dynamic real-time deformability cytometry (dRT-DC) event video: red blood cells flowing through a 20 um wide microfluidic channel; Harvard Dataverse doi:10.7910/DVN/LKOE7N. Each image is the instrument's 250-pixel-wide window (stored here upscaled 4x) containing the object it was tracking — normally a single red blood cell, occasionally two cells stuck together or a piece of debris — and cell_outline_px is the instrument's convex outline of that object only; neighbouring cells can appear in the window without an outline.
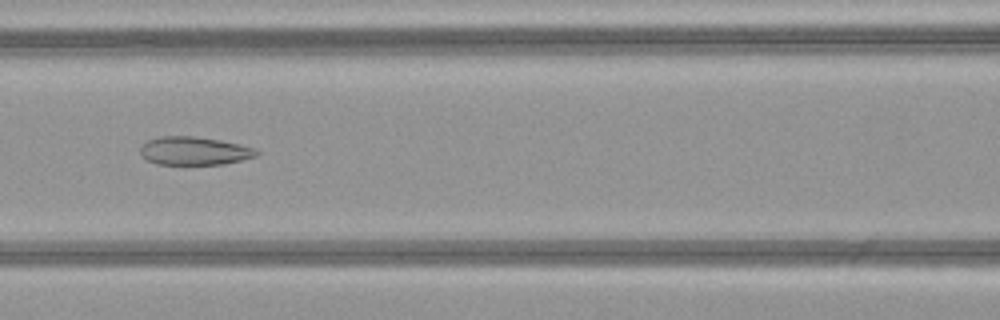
{"species": "common noctule bat (a hibernating species)", "species_latin": "Nyctalus noctula", "temperature_condition": "warm", "stored_images_in_passage": 35, "camera_frame_rate_fps": 3000, "um_per_image_px": 0.085, "animal": {"sex": "female", "body_mass_g": 21.9}, "frame": {"image": 1, "passage_image": 13, "time_ms": 4.0, "image_size_px": [1000, 320], "cell_outline_px": [[260, 152], [256, 156], [224, 164], [156, 164], [140, 156], [140, 144], [148, 140], [160, 136], [192, 136], [220, 140], [240, 144], [252, 148]], "centroid_in_image_um": [16.46, 12.82], "position_along_channel_um": 150.1, "area_um2": 19.13}}
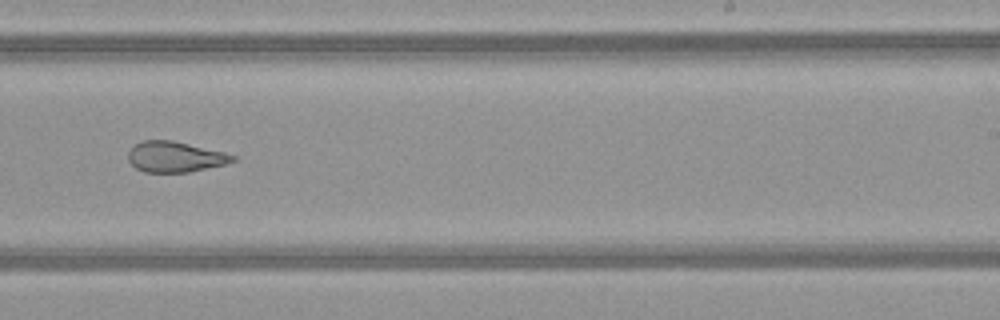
{"frame": {"image": 2, "passage_image": 22, "time_ms": 7.0, "image_size_px": [1000, 320], "cell_outline_px": [[236, 160], [224, 164], [188, 172], [144, 172], [136, 168], [128, 160], [128, 152], [136, 144], [144, 140], [172, 140], [224, 152], [236, 156]], "centroid_in_image_um": [14.87, 13.33], "position_along_channel_um": 274.1, "area_um2": 18.44}}
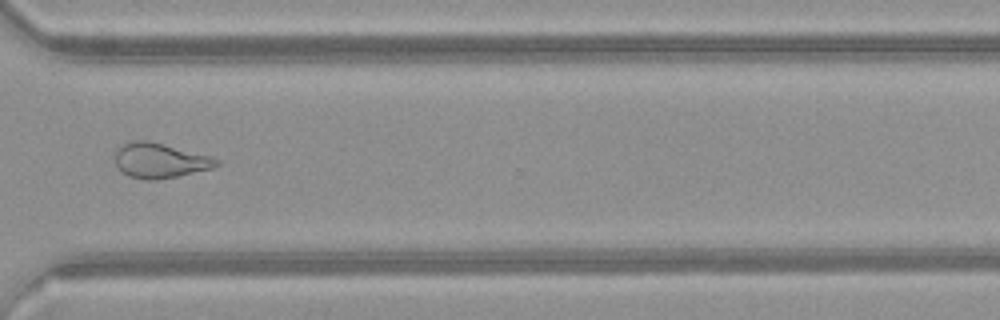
{"frame": {"image": 3, "passage_image": 28, "time_ms": 9.0, "image_size_px": [1000, 320], "cell_outline_px": [[220, 164], [212, 168], [176, 176], [156, 180], [144, 180], [128, 176], [116, 164], [116, 152], [124, 144], [132, 140], [148, 140], [212, 156], [220, 160]], "centroid_in_image_um": [13.63, 13.64], "position_along_channel_um": 357.0, "area_um2": 20.46}, "authors_computed_cell_mechanics": {"area_um2": 20.4612, "velocity_mm_per_s": 4.1348, "shape_relaxation_time_tau1_ms": null, "shape_relaxation_time_tau2_ms": 2.3182, "deformation_change_tau1": null, "deformation_change_tau2": 0.1121}}